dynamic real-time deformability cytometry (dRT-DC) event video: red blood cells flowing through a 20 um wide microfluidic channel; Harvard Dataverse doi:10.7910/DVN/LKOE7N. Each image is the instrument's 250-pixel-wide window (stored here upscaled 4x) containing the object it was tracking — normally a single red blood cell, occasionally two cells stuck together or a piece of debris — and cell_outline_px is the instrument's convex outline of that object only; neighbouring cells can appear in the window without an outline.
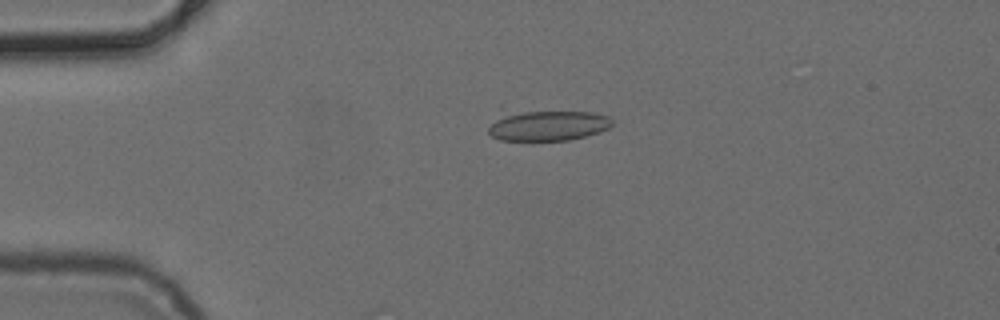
{"species": "common noctule bat (a hibernating species)", "species_latin": "Nyctalus noctula", "temperature_condition": "cold", "stored_images_in_passage": 2, "camera_frame_rate_fps": 3000, "um_per_image_px": 0.085, "animal": {"sex": "female", "body_mass_g": 24.6, "forearm_length_mm": 56.2}, "frame": {"image": 1, "passage_image": 1, "time_ms": 0.0, "image_size_px": [1000, 320], "cell_outline_px": [[612, 124], [608, 128], [584, 136], [568, 140], [500, 140], [492, 136], [488, 132], [488, 128], [496, 120], [508, 116], [524, 112], [592, 112], [608, 116], [612, 120]], "centroid_in_image_um": [46.63, 10.69], "position_along_channel_um": 38.4, "area_um2": 20.92}}